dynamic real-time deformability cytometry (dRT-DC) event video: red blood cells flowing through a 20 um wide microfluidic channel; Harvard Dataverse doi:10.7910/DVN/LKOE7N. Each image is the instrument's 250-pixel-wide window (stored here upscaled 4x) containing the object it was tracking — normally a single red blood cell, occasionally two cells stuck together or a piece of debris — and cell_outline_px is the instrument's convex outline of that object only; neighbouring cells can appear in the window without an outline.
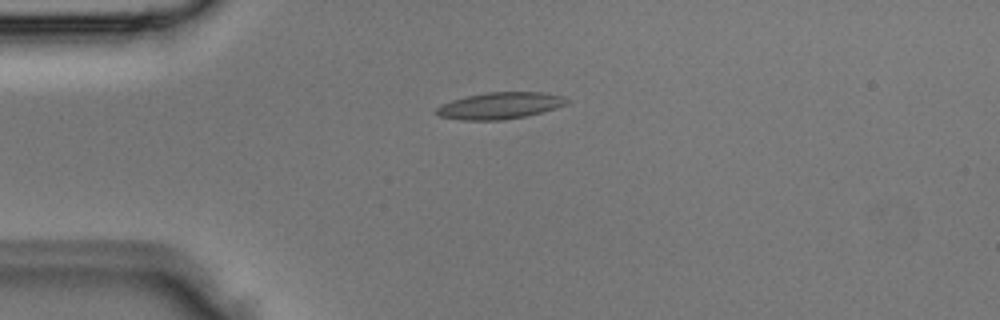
{"species": "Egyptian fruit bat (a non-hibernating species)", "species_latin": "Rousettus aegyptiacus", "temperature_condition": "room temperature", "stored_images_in_passage": 2, "camera_frame_rate_fps": 3000, "um_per_image_px": 0.085, "animal": {"sex": "male"}, "frame": {"image": 1, "passage_image": 2, "time_ms": 0.333, "image_size_px": [1000, 320], "cell_outline_px": [[568, 100], [564, 104], [556, 108], [528, 116], [504, 120], [460, 120], [440, 116], [436, 112], [436, 108], [452, 100], [468, 96], [488, 92], [544, 92], [560, 96]], "centroid_in_image_um": [42.49, 8.99], "position_along_channel_um": 42.5, "area_um2": 20.0}}